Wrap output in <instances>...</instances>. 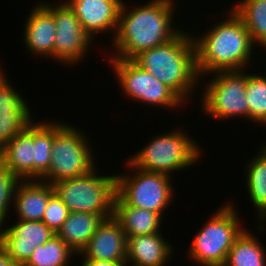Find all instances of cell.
I'll use <instances>...</instances> for the list:
<instances>
[{"instance_id": "obj_1", "label": "cell", "mask_w": 266, "mask_h": 266, "mask_svg": "<svg viewBox=\"0 0 266 266\" xmlns=\"http://www.w3.org/2000/svg\"><path fill=\"white\" fill-rule=\"evenodd\" d=\"M173 3V0H152L128 11L123 1L113 34L115 55L112 58L133 59L141 51L160 46L176 37L182 29L178 30L172 24L173 10H176Z\"/></svg>"}, {"instance_id": "obj_2", "label": "cell", "mask_w": 266, "mask_h": 266, "mask_svg": "<svg viewBox=\"0 0 266 266\" xmlns=\"http://www.w3.org/2000/svg\"><path fill=\"white\" fill-rule=\"evenodd\" d=\"M229 17L217 22L196 38V69L198 76L220 71H239L251 61L254 44L243 20L229 9Z\"/></svg>"}, {"instance_id": "obj_3", "label": "cell", "mask_w": 266, "mask_h": 266, "mask_svg": "<svg viewBox=\"0 0 266 266\" xmlns=\"http://www.w3.org/2000/svg\"><path fill=\"white\" fill-rule=\"evenodd\" d=\"M171 88L183 101L198 87L193 36L181 31L170 41L141 51L132 59Z\"/></svg>"}, {"instance_id": "obj_4", "label": "cell", "mask_w": 266, "mask_h": 266, "mask_svg": "<svg viewBox=\"0 0 266 266\" xmlns=\"http://www.w3.org/2000/svg\"><path fill=\"white\" fill-rule=\"evenodd\" d=\"M95 169L74 178L52 184L54 192L68 207L69 212H88L114 216L116 175H97Z\"/></svg>"}, {"instance_id": "obj_5", "label": "cell", "mask_w": 266, "mask_h": 266, "mask_svg": "<svg viewBox=\"0 0 266 266\" xmlns=\"http://www.w3.org/2000/svg\"><path fill=\"white\" fill-rule=\"evenodd\" d=\"M151 139L129 160L135 167L145 171L170 176L173 171L193 166L202 154L197 142L183 129H175L171 133L166 132Z\"/></svg>"}, {"instance_id": "obj_6", "label": "cell", "mask_w": 266, "mask_h": 266, "mask_svg": "<svg viewBox=\"0 0 266 266\" xmlns=\"http://www.w3.org/2000/svg\"><path fill=\"white\" fill-rule=\"evenodd\" d=\"M232 205L228 202L218 209L192 240L189 257L201 266L225 264L228 252L245 229Z\"/></svg>"}, {"instance_id": "obj_7", "label": "cell", "mask_w": 266, "mask_h": 266, "mask_svg": "<svg viewBox=\"0 0 266 266\" xmlns=\"http://www.w3.org/2000/svg\"><path fill=\"white\" fill-rule=\"evenodd\" d=\"M57 122V123H56ZM81 130L65 123L54 122V139L49 171L42 181L53 184L59 180L74 178L96 169L90 144Z\"/></svg>"}, {"instance_id": "obj_8", "label": "cell", "mask_w": 266, "mask_h": 266, "mask_svg": "<svg viewBox=\"0 0 266 266\" xmlns=\"http://www.w3.org/2000/svg\"><path fill=\"white\" fill-rule=\"evenodd\" d=\"M127 165L136 172L116 175V198L114 205H129L158 213L163 217L164 210L173 201L171 176L149 172ZM129 175V176H128Z\"/></svg>"}, {"instance_id": "obj_9", "label": "cell", "mask_w": 266, "mask_h": 266, "mask_svg": "<svg viewBox=\"0 0 266 266\" xmlns=\"http://www.w3.org/2000/svg\"><path fill=\"white\" fill-rule=\"evenodd\" d=\"M247 72L220 71L213 75L202 92L204 112L213 118L223 120L242 117L249 119L246 98Z\"/></svg>"}, {"instance_id": "obj_10", "label": "cell", "mask_w": 266, "mask_h": 266, "mask_svg": "<svg viewBox=\"0 0 266 266\" xmlns=\"http://www.w3.org/2000/svg\"><path fill=\"white\" fill-rule=\"evenodd\" d=\"M110 64L121 88L130 99L172 109L184 101L167 85L143 70L132 59L111 58Z\"/></svg>"}, {"instance_id": "obj_11", "label": "cell", "mask_w": 266, "mask_h": 266, "mask_svg": "<svg viewBox=\"0 0 266 266\" xmlns=\"http://www.w3.org/2000/svg\"><path fill=\"white\" fill-rule=\"evenodd\" d=\"M42 4L54 15L55 19L54 60L68 65L81 62L93 41L84 32L74 11L66 1L57 6L44 2Z\"/></svg>"}, {"instance_id": "obj_12", "label": "cell", "mask_w": 266, "mask_h": 266, "mask_svg": "<svg viewBox=\"0 0 266 266\" xmlns=\"http://www.w3.org/2000/svg\"><path fill=\"white\" fill-rule=\"evenodd\" d=\"M55 235L42 221L18 220L5 230L0 228V246L19 266H24L36 247Z\"/></svg>"}, {"instance_id": "obj_13", "label": "cell", "mask_w": 266, "mask_h": 266, "mask_svg": "<svg viewBox=\"0 0 266 266\" xmlns=\"http://www.w3.org/2000/svg\"><path fill=\"white\" fill-rule=\"evenodd\" d=\"M31 111L0 69V151L32 122Z\"/></svg>"}, {"instance_id": "obj_14", "label": "cell", "mask_w": 266, "mask_h": 266, "mask_svg": "<svg viewBox=\"0 0 266 266\" xmlns=\"http://www.w3.org/2000/svg\"><path fill=\"white\" fill-rule=\"evenodd\" d=\"M91 38L101 32L114 30L118 25L122 0H66Z\"/></svg>"}, {"instance_id": "obj_15", "label": "cell", "mask_w": 266, "mask_h": 266, "mask_svg": "<svg viewBox=\"0 0 266 266\" xmlns=\"http://www.w3.org/2000/svg\"><path fill=\"white\" fill-rule=\"evenodd\" d=\"M127 237L120 222L105 218L79 255L84 260L126 261Z\"/></svg>"}, {"instance_id": "obj_16", "label": "cell", "mask_w": 266, "mask_h": 266, "mask_svg": "<svg viewBox=\"0 0 266 266\" xmlns=\"http://www.w3.org/2000/svg\"><path fill=\"white\" fill-rule=\"evenodd\" d=\"M23 33L26 49L40 56L54 58L56 26L54 15L42 4L33 7Z\"/></svg>"}, {"instance_id": "obj_17", "label": "cell", "mask_w": 266, "mask_h": 266, "mask_svg": "<svg viewBox=\"0 0 266 266\" xmlns=\"http://www.w3.org/2000/svg\"><path fill=\"white\" fill-rule=\"evenodd\" d=\"M160 233L126 236V266H165L173 248Z\"/></svg>"}, {"instance_id": "obj_18", "label": "cell", "mask_w": 266, "mask_h": 266, "mask_svg": "<svg viewBox=\"0 0 266 266\" xmlns=\"http://www.w3.org/2000/svg\"><path fill=\"white\" fill-rule=\"evenodd\" d=\"M33 158L34 122L32 121L0 151V161L21 180H33Z\"/></svg>"}, {"instance_id": "obj_19", "label": "cell", "mask_w": 266, "mask_h": 266, "mask_svg": "<svg viewBox=\"0 0 266 266\" xmlns=\"http://www.w3.org/2000/svg\"><path fill=\"white\" fill-rule=\"evenodd\" d=\"M53 193L52 184L42 180H22L16 189L13 202L18 220L42 221Z\"/></svg>"}, {"instance_id": "obj_20", "label": "cell", "mask_w": 266, "mask_h": 266, "mask_svg": "<svg viewBox=\"0 0 266 266\" xmlns=\"http://www.w3.org/2000/svg\"><path fill=\"white\" fill-rule=\"evenodd\" d=\"M104 219L103 215L70 212L56 235L79 255Z\"/></svg>"}, {"instance_id": "obj_21", "label": "cell", "mask_w": 266, "mask_h": 266, "mask_svg": "<svg viewBox=\"0 0 266 266\" xmlns=\"http://www.w3.org/2000/svg\"><path fill=\"white\" fill-rule=\"evenodd\" d=\"M114 217L120 222L126 236L160 232L162 217L150 210L129 205H114Z\"/></svg>"}, {"instance_id": "obj_22", "label": "cell", "mask_w": 266, "mask_h": 266, "mask_svg": "<svg viewBox=\"0 0 266 266\" xmlns=\"http://www.w3.org/2000/svg\"><path fill=\"white\" fill-rule=\"evenodd\" d=\"M247 163L246 185L250 200L257 208L260 222L266 221V148Z\"/></svg>"}, {"instance_id": "obj_23", "label": "cell", "mask_w": 266, "mask_h": 266, "mask_svg": "<svg viewBox=\"0 0 266 266\" xmlns=\"http://www.w3.org/2000/svg\"><path fill=\"white\" fill-rule=\"evenodd\" d=\"M266 252L260 242L246 228L228 252L227 266H266Z\"/></svg>"}, {"instance_id": "obj_24", "label": "cell", "mask_w": 266, "mask_h": 266, "mask_svg": "<svg viewBox=\"0 0 266 266\" xmlns=\"http://www.w3.org/2000/svg\"><path fill=\"white\" fill-rule=\"evenodd\" d=\"M232 7L243 20L254 45L266 47V0H242Z\"/></svg>"}, {"instance_id": "obj_25", "label": "cell", "mask_w": 266, "mask_h": 266, "mask_svg": "<svg viewBox=\"0 0 266 266\" xmlns=\"http://www.w3.org/2000/svg\"><path fill=\"white\" fill-rule=\"evenodd\" d=\"M45 122L34 121L33 180L42 179L50 168L54 121Z\"/></svg>"}, {"instance_id": "obj_26", "label": "cell", "mask_w": 266, "mask_h": 266, "mask_svg": "<svg viewBox=\"0 0 266 266\" xmlns=\"http://www.w3.org/2000/svg\"><path fill=\"white\" fill-rule=\"evenodd\" d=\"M76 254L57 235L39 245L24 266H68L70 257Z\"/></svg>"}, {"instance_id": "obj_27", "label": "cell", "mask_w": 266, "mask_h": 266, "mask_svg": "<svg viewBox=\"0 0 266 266\" xmlns=\"http://www.w3.org/2000/svg\"><path fill=\"white\" fill-rule=\"evenodd\" d=\"M246 98L249 107V120L266 125V76L248 74Z\"/></svg>"}, {"instance_id": "obj_28", "label": "cell", "mask_w": 266, "mask_h": 266, "mask_svg": "<svg viewBox=\"0 0 266 266\" xmlns=\"http://www.w3.org/2000/svg\"><path fill=\"white\" fill-rule=\"evenodd\" d=\"M21 181L18 176L0 161V228L4 224V220L10 210L9 207L12 206L11 203L14 201L16 189Z\"/></svg>"}, {"instance_id": "obj_29", "label": "cell", "mask_w": 266, "mask_h": 266, "mask_svg": "<svg viewBox=\"0 0 266 266\" xmlns=\"http://www.w3.org/2000/svg\"><path fill=\"white\" fill-rule=\"evenodd\" d=\"M69 213L68 207L54 192L49 198L42 222L57 233L67 219Z\"/></svg>"}, {"instance_id": "obj_30", "label": "cell", "mask_w": 266, "mask_h": 266, "mask_svg": "<svg viewBox=\"0 0 266 266\" xmlns=\"http://www.w3.org/2000/svg\"><path fill=\"white\" fill-rule=\"evenodd\" d=\"M81 266H126V261L84 260Z\"/></svg>"}, {"instance_id": "obj_31", "label": "cell", "mask_w": 266, "mask_h": 266, "mask_svg": "<svg viewBox=\"0 0 266 266\" xmlns=\"http://www.w3.org/2000/svg\"><path fill=\"white\" fill-rule=\"evenodd\" d=\"M0 266H19L1 246H0Z\"/></svg>"}, {"instance_id": "obj_32", "label": "cell", "mask_w": 266, "mask_h": 266, "mask_svg": "<svg viewBox=\"0 0 266 266\" xmlns=\"http://www.w3.org/2000/svg\"><path fill=\"white\" fill-rule=\"evenodd\" d=\"M208 266H227L226 264L208 265Z\"/></svg>"}]
</instances>
